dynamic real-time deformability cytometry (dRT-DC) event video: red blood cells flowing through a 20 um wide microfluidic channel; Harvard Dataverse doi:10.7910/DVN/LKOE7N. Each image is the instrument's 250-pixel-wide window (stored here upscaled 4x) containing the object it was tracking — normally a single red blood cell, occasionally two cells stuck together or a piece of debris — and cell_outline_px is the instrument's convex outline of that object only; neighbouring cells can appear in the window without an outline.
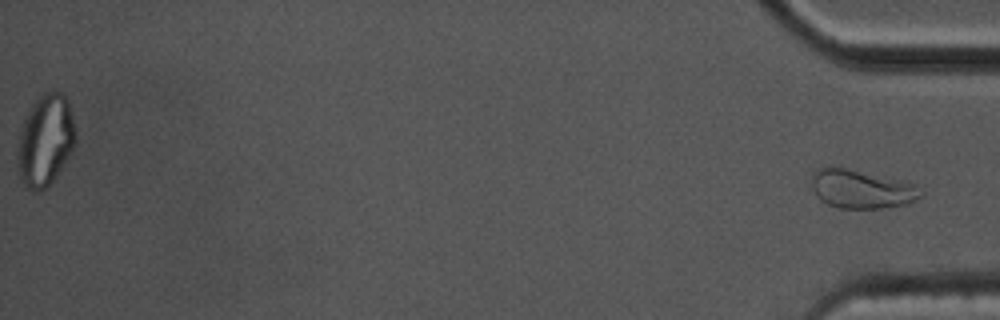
{"species": "common noctule bat (a hibernating species)", "species_latin": "Nyctalus noctula", "temperature_condition": "cold", "stored_images_in_passage": 57, "segment_of_instrument_passage": [2, 2], "camera_frame_rate_fps": 3000, "um_per_image_px": 0.085, "animal": {"sex": "male", "body_mass_g": 17.5, "forearm_length_mm": 52.3}, "frame": {"image": 1, "passage_image": 57, "time_ms": 18.667, "image_size_px": [1000, 320], "cell_outline_px": [[924, 196], [908, 204], [880, 208], [840, 208], [828, 204], [820, 200], [816, 196], [812, 188], [812, 172], [820, 168], [832, 164], [912, 184], [924, 192]], "centroid_in_image_um": [73.17, 16.06], "position_along_channel_um": 362.0, "area_um2": 24.62}}